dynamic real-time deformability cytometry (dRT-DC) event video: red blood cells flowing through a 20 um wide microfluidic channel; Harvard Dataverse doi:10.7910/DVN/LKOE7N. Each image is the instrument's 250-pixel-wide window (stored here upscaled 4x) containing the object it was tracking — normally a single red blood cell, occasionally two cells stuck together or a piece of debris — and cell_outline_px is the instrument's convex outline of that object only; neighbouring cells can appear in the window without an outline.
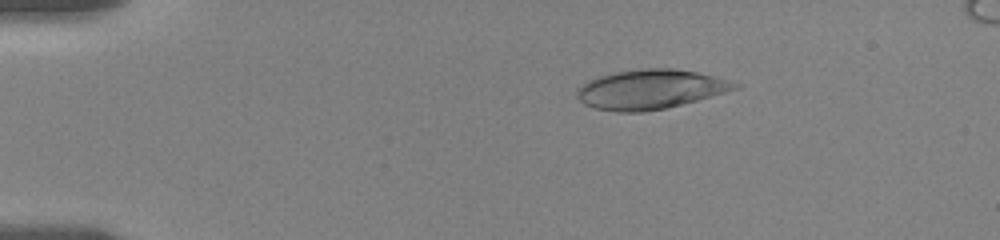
{"species": "human", "species_latin": "Homo sapiens", "temperature_condition": "room temperature", "stored_images_in_passage": 9, "camera_frame_rate_fps": 3000, "um_per_image_px": 0.085, "donor": {"sex": "female"}, "frame": {"image": 1, "passage_image": 6, "time_ms": 3.0, "image_size_px": [1000, 240], "cell_outline_px": [[740, 88], [696, 100], [664, 108], [644, 112], [616, 112], [596, 108], [584, 104], [576, 96], [576, 92], [584, 84], [600, 76], [616, 72], [640, 68], [672, 68], [696, 72], [712, 76], [740, 84]], "centroid_in_image_um": [55.27, 7.59], "position_along_channel_um": 29.7, "area_um2": 35.72}}